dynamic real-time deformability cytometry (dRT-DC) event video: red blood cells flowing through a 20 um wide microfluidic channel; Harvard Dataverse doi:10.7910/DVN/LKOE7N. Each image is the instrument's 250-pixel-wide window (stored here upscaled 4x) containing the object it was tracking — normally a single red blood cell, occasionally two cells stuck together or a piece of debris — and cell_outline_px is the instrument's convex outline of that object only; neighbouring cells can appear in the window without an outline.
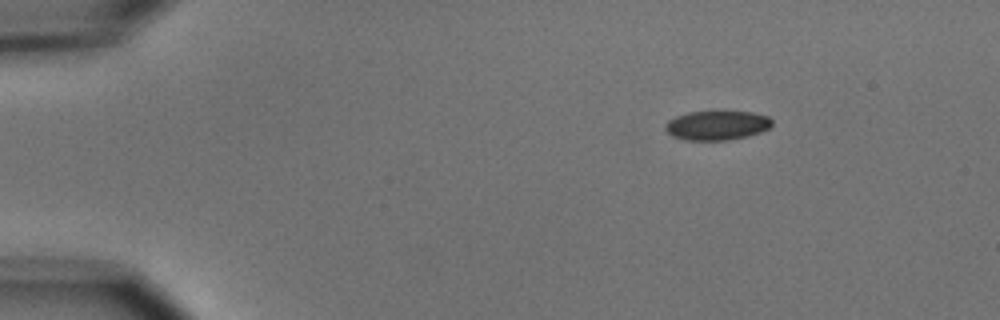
{"species": "common noctule bat (a hibernating species)", "species_latin": "Nyctalus noctula", "temperature_condition": "cold", "stored_images_in_passage": 5, "camera_frame_rate_fps": 3000, "um_per_image_px": 0.085, "animal": {"sex": "male", "body_mass_g": 15.6}, "frame": {"image": 1, "passage_image": 1, "time_ms": 0.0, "image_size_px": [1000, 320], "cell_outline_px": [[772, 124], [768, 128], [760, 132], [748, 136], [728, 140], [684, 140], [672, 136], [664, 128], [664, 124], [668, 120], [676, 116], [688, 112], [752, 112], [768, 116], [772, 120]], "centroid_in_image_um": [60.92, 10.66], "position_along_channel_um": 24.1, "area_um2": 18.21}}
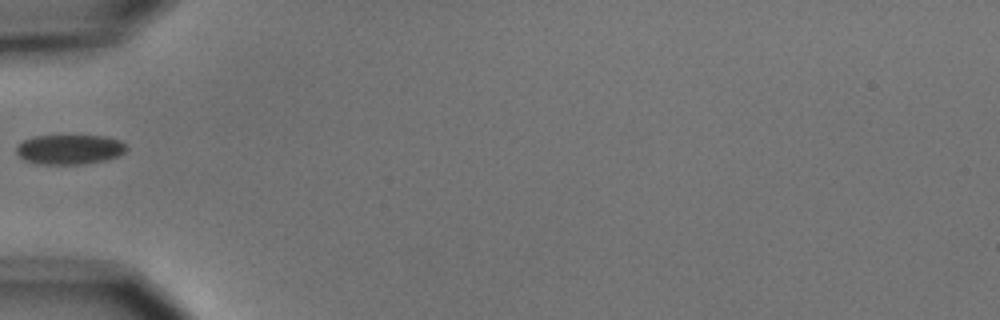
{"frame": {"image": 2, "passage_image": 4, "time_ms": 3.667, "image_size_px": [1000, 320], "cell_outline_px": [[128, 148], [120, 156], [104, 160], [84, 164], [36, 164], [24, 160], [16, 152], [16, 144], [24, 140], [36, 136], [104, 136], [120, 140]], "centroid_in_image_um": [5.9, 12.71], "position_along_channel_um": 79.1, "area_um2": 19.13}}
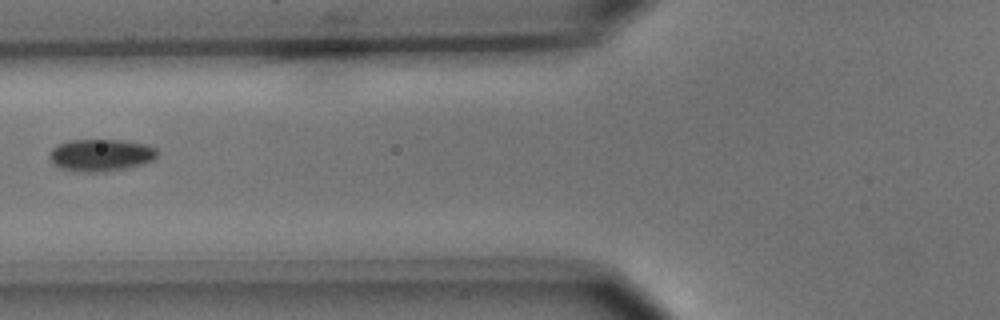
{"frame": {"image": 3, "passage_image": 5, "time_ms": 4.667, "image_size_px": [1000, 320], "cell_outline_px": [[156, 156], [152, 160], [140, 164], [124, 168], [104, 172], [76, 172], [60, 168], [52, 164], [48, 156], [52, 148], [56, 144], [68, 140], [120, 140], [144, 144], [156, 148]], "centroid_in_image_um": [8.48, 13.19], "position_along_channel_um": 117.3, "area_um2": 20.23}}